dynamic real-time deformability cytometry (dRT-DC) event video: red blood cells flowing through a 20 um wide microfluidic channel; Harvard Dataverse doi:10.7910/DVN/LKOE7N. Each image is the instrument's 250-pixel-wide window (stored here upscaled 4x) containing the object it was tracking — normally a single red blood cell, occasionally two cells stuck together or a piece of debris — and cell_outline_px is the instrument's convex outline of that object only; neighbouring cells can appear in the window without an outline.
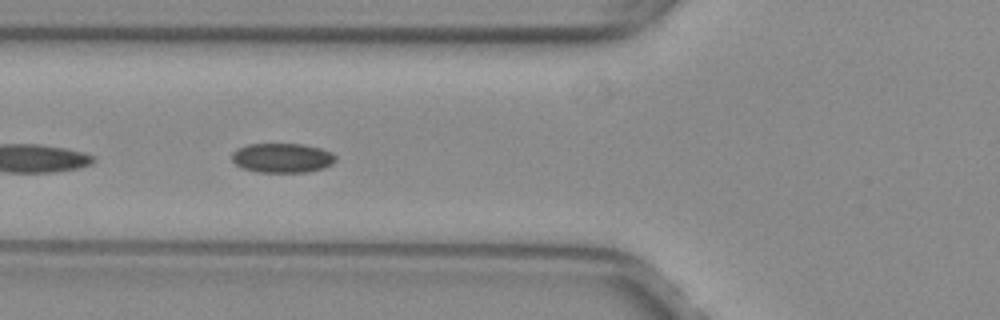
{"species": "common noctule bat (a hibernating species)", "species_latin": "Nyctalus noctula", "temperature_condition": "warm", "stored_images_in_passage": 9, "camera_frame_rate_fps": 3000, "um_per_image_px": 0.085, "animal": {"sex": "female", "body_mass_g": 29.2, "forearm_length_mm": 56.3}, "frame": {"image": 1, "passage_image": 6, "time_ms": 1.667, "image_size_px": [1000, 320], "cell_outline_px": [[336, 160], [332, 164], [324, 168], [308, 172], [256, 172], [240, 168], [232, 160], [232, 152], [236, 148], [248, 144], [304, 144], [320, 148], [332, 152], [336, 156]], "centroid_in_image_um": [23.98, 13.42], "position_along_channel_um": 101.8, "area_um2": 18.09}}